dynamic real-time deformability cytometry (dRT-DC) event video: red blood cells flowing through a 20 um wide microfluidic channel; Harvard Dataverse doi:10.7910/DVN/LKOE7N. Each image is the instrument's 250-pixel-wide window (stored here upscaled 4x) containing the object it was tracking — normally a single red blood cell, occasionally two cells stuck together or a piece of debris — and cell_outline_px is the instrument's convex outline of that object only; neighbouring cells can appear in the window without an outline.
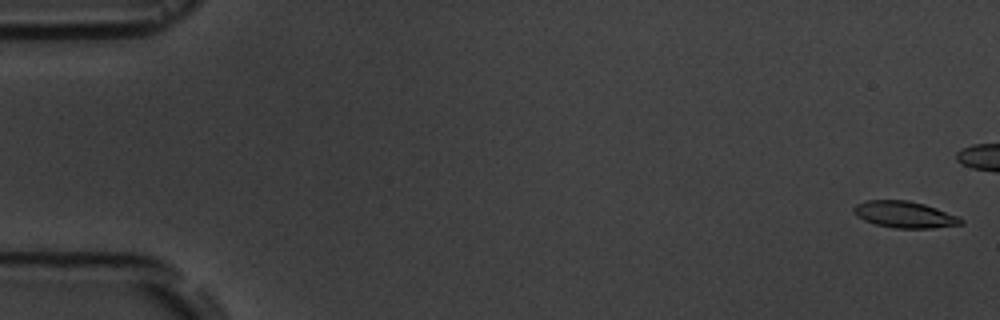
{"species": "common noctule bat (a hibernating species)", "species_latin": "Nyctalus noctula", "temperature_condition": "room temperature", "stored_images_in_passage": 12, "camera_frame_rate_fps": 3000, "um_per_image_px": 0.085, "animal": {"sex": "male", "body_mass_g": 19.5, "forearm_length_mm": 54.6}, "frame": {"image": 1, "passage_image": 1, "time_ms": 0.0, "image_size_px": [1000, 320], "cell_outline_px": [[964, 224], [932, 228], [896, 228], [876, 224], [864, 220], [856, 216], [852, 212], [852, 208], [856, 204], [868, 200], [908, 200], [924, 204], [960, 216], [964, 220]], "centroid_in_image_um": [76.9, 18.23], "position_along_channel_um": 8.1, "area_um2": 16.7}}